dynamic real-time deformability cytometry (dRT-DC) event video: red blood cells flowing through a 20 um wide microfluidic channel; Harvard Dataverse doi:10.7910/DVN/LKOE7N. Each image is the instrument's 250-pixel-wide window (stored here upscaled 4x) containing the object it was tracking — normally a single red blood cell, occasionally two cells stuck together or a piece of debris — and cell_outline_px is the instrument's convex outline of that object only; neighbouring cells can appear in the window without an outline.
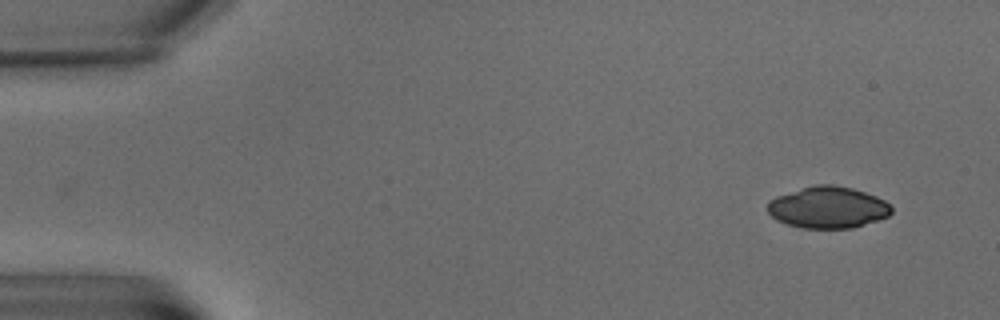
{"species": "common noctule bat (a hibernating species)", "species_latin": "Nyctalus noctula", "temperature_condition": "warm", "stored_images_in_passage": 4, "camera_frame_rate_fps": 3000, "um_per_image_px": 0.085, "animal": {"sex": "male", "body_mass_g": 15.6}, "frame": {"image": 1, "passage_image": 4, "time_ms": 3.667, "image_size_px": [1000, 320], "cell_outline_px": [[892, 212], [888, 216], [852, 228], [800, 228], [776, 220], [768, 212], [768, 200], [776, 196], [816, 184], [832, 184], [852, 188], [876, 196], [884, 200], [892, 208]], "centroid_in_image_um": [70.36, 17.63], "position_along_channel_um": 14.6, "area_um2": 29.88}}